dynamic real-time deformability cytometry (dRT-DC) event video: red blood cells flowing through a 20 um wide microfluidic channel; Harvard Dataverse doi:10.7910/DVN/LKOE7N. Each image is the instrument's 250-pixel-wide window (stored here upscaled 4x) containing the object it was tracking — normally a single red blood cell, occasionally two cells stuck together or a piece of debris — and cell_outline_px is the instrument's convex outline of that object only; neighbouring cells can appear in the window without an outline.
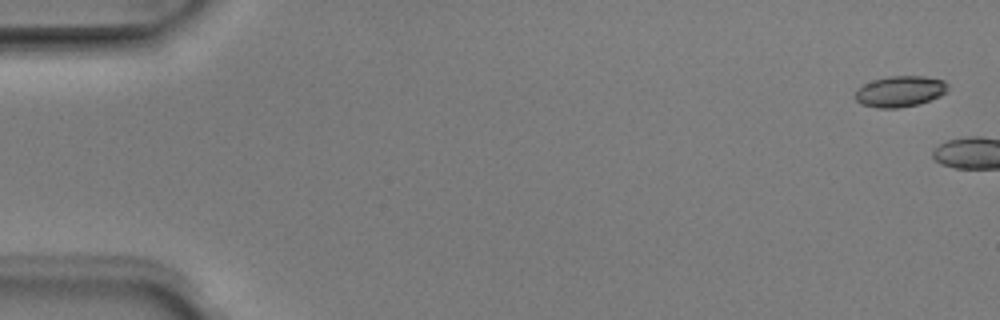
{"species": "Egyptian fruit bat (a non-hibernating species)", "species_latin": "Rousettus aegyptiacus", "temperature_condition": "room temperature", "stored_images_in_passage": 6, "camera_frame_rate_fps": 3000, "um_per_image_px": 0.085, "animal": {"sex": "male"}, "frame": {"image": 1, "passage_image": 1, "time_ms": 0.0, "image_size_px": [1000, 320], "cell_outline_px": [[948, 88], [940, 96], [920, 104], [900, 108], [876, 108], [860, 104], [856, 100], [856, 92], [864, 84], [872, 80], [888, 76], [924, 76], [944, 80], [948, 84]], "centroid_in_image_um": [76.51, 7.77], "position_along_channel_um": 8.5, "area_um2": 16.76}}
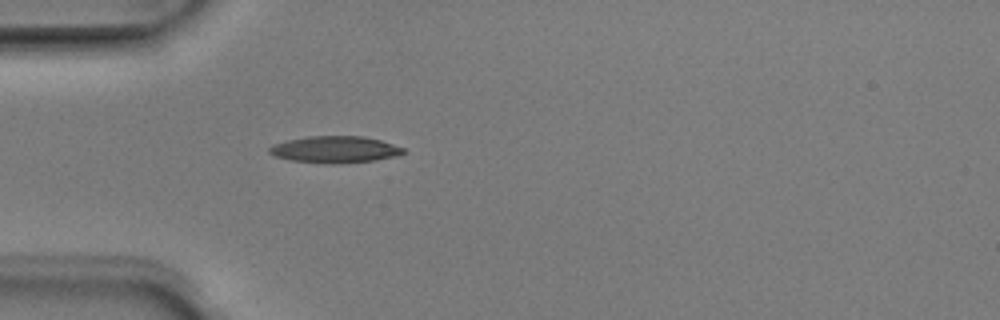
{"frame": {"image": 2, "passage_image": 6, "time_ms": 1.667, "image_size_px": [1000, 320], "cell_outline_px": [[404, 152], [400, 156], [376, 160], [340, 164], [324, 164], [292, 160], [276, 156], [268, 152], [268, 148], [272, 144], [288, 140], [308, 136], [364, 136], [380, 140], [404, 148]], "centroid_in_image_um": [28.48, 12.71], "position_along_channel_um": 56.5, "area_um2": 21.04}}